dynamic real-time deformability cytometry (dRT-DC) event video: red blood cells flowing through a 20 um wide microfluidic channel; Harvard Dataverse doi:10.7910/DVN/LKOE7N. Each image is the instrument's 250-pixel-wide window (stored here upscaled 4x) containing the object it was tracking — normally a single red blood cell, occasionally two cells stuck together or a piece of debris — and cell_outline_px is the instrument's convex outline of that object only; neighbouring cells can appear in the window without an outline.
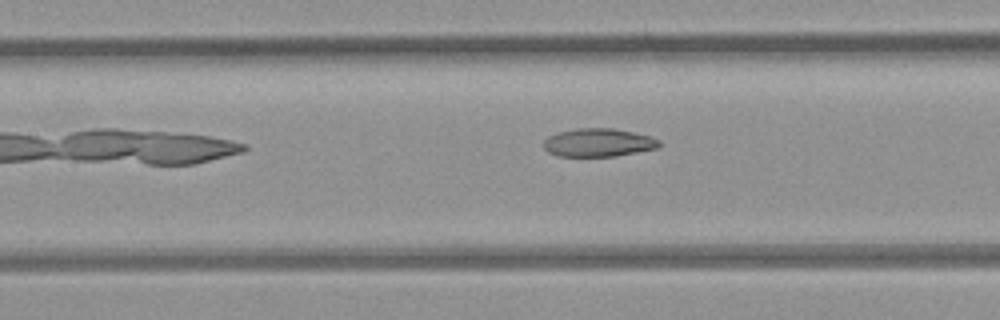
{"species": "common noctule bat (a hibernating species)", "species_latin": "Nyctalus noctula", "temperature_condition": "room temperature", "stored_images_in_passage": 10, "camera_frame_rate_fps": 3000, "um_per_image_px": 0.085, "animal": {"sex": "female", "body_mass_g": 21.9}, "frame": {"image": 1, "passage_image": 5, "time_ms": 1.333, "image_size_px": [1000, 320], "cell_outline_px": [[660, 144], [656, 148], [616, 156], [556, 156], [548, 152], [544, 148], [544, 140], [548, 136], [556, 132], [576, 128], [612, 128], [632, 132], [648, 136], [660, 140]], "centroid_in_image_um": [50.8, 12.11], "position_along_channel_um": 156.6, "area_um2": 18.96}}
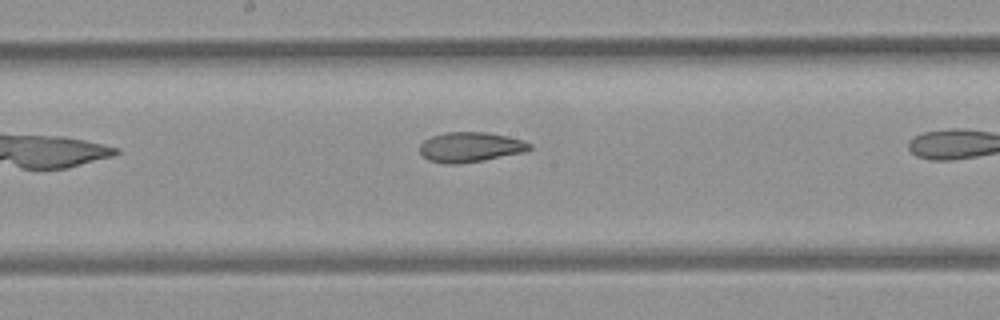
{"frame": {"image": 2, "passage_image": 9, "time_ms": 2.667, "image_size_px": [1000, 320], "cell_outline_px": [[532, 148], [524, 152], [484, 160], [456, 164], [448, 164], [428, 160], [420, 152], [420, 144], [424, 140], [432, 136], [444, 132], [484, 132], [508, 136], [524, 140], [532, 144]], "centroid_in_image_um": [39.99, 12.49], "position_along_channel_um": 208.2, "area_um2": 19.19}}